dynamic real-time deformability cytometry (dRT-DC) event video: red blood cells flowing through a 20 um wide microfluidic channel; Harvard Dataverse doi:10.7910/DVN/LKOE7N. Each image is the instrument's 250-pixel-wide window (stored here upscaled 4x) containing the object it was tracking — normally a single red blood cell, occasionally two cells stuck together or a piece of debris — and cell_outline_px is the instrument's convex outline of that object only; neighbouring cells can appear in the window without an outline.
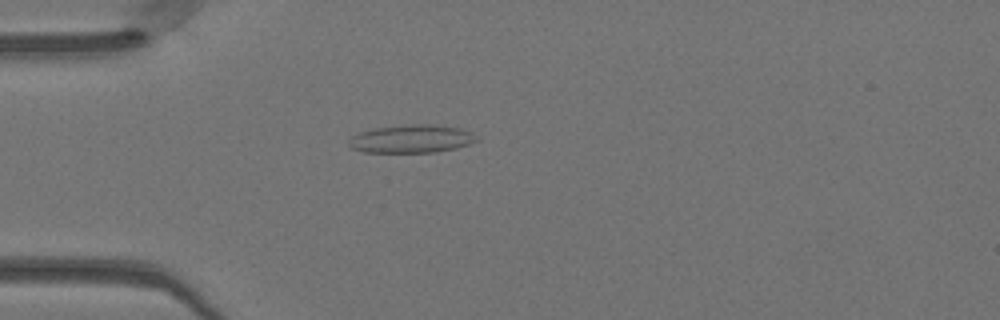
{"species": "Egyptian fruit bat (a non-hibernating species)", "species_latin": "Rousettus aegyptiacus", "temperature_condition": "warm", "stored_images_in_passage": 31, "camera_frame_rate_fps": 3000, "um_per_image_px": 0.085, "animal": {"sex": "female"}, "frame": {"image": 1, "passage_image": 11, "time_ms": 3.333, "image_size_px": [1000, 320], "cell_outline_px": [[480, 140], [456, 148], [436, 152], [364, 152], [352, 148], [348, 144], [348, 140], [352, 136], [360, 132], [376, 128], [412, 124], [432, 124], [460, 128], [472, 132]], "centroid_in_image_um": [35.0, 11.8], "position_along_channel_um": 50.0, "area_um2": 20.87}}
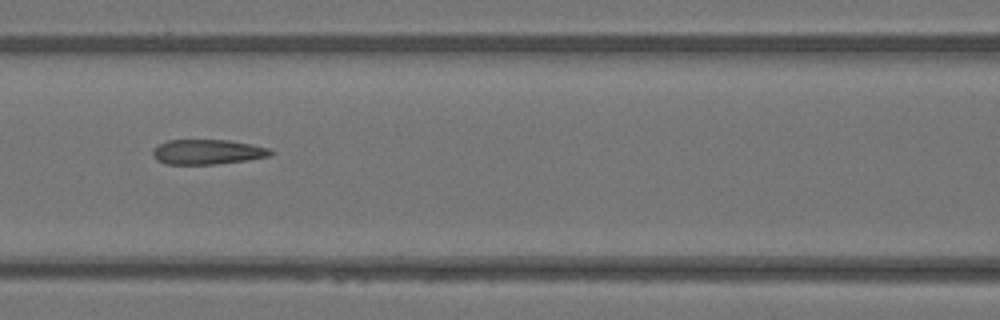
{"frame": {"image": 2, "passage_image": 19, "time_ms": 6.0, "image_size_px": [1000, 320], "cell_outline_px": [[276, 152], [268, 156], [248, 160], [216, 164], [164, 164], [156, 160], [152, 156], [152, 148], [168, 140], [228, 140], [252, 144], [268, 148]], "centroid_in_image_um": [17.61, 12.91], "position_along_channel_um": 149.0, "area_um2": 17.22}}
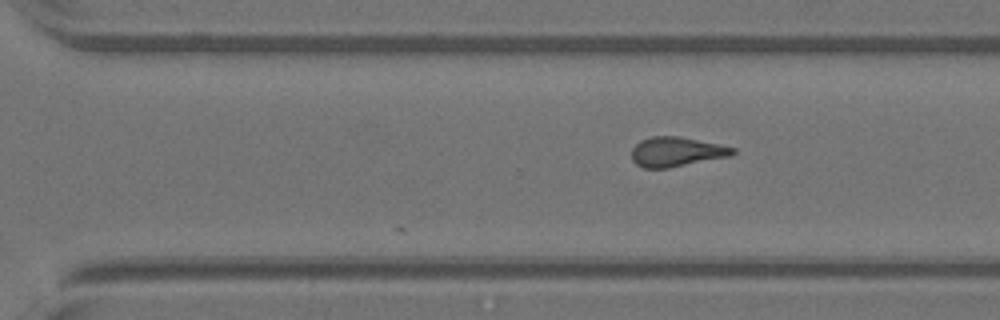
{"frame": {"image": 3, "passage_image": 31, "time_ms": 10.0, "image_size_px": [1000, 320], "cell_outline_px": [[736, 152], [732, 156], [668, 168], [644, 168], [636, 164], [632, 160], [632, 148], [640, 140], [652, 136], [680, 136], [720, 144], [736, 148]], "centroid_in_image_um": [57.52, 12.9], "position_along_channel_um": 313.1, "area_um2": 17.63}}